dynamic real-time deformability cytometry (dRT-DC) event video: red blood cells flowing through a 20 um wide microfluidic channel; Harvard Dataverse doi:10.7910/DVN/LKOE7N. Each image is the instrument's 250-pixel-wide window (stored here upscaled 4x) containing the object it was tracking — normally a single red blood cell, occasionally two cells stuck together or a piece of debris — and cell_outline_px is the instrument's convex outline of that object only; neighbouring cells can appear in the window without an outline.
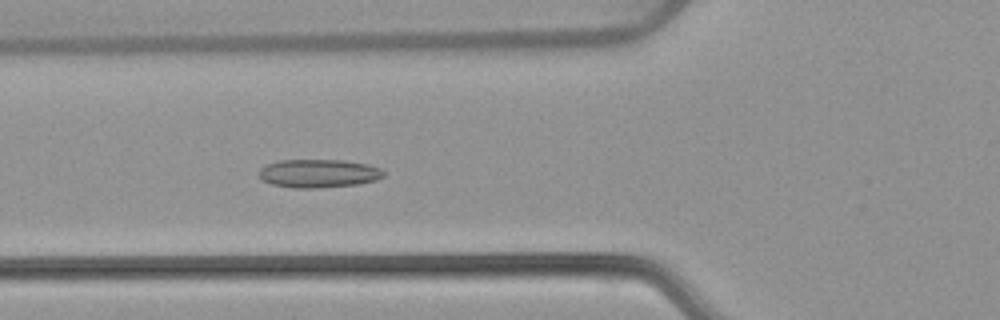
{"species": "common noctule bat (a hibernating species)", "species_latin": "Nyctalus noctula", "temperature_condition": "warm", "stored_images_in_passage": 52, "camera_frame_rate_fps": 3000, "um_per_image_px": 0.085, "animal": {"sex": "female", "body_mass_g": 22.7, "forearm_length_mm": 54.2}, "frame": {"image": 1, "passage_image": 19, "time_ms": 6.0, "image_size_px": [1000, 320], "cell_outline_px": [[384, 176], [376, 180], [356, 184], [316, 188], [292, 188], [272, 184], [264, 180], [260, 176], [260, 168], [264, 164], [280, 160], [344, 160], [368, 164], [380, 168], [384, 172]], "centroid_in_image_um": [27.08, 14.73], "position_along_channel_um": 98.7, "area_um2": 20.58}}
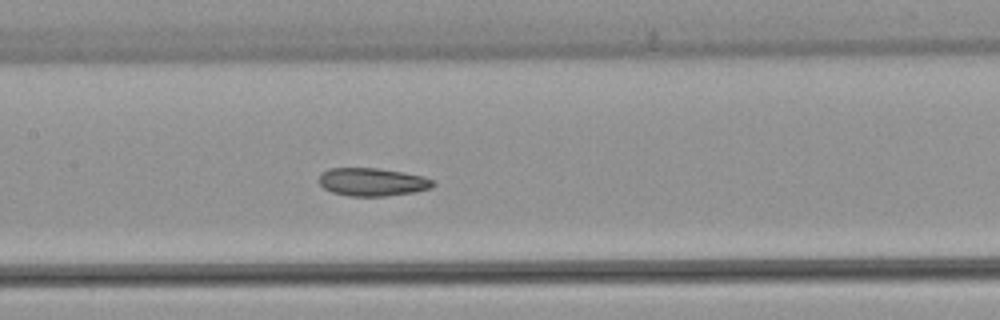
{"frame": {"image": 2, "passage_image": 25, "time_ms": 8.0, "image_size_px": [1000, 320], "cell_outline_px": [[436, 184], [432, 188], [416, 192], [384, 196], [348, 196], [332, 192], [324, 188], [320, 184], [320, 176], [328, 168], [380, 168], [404, 172], [424, 176], [432, 180]], "centroid_in_image_um": [31.7, 15.47], "position_along_channel_um": 175.7, "area_um2": 18.73}}
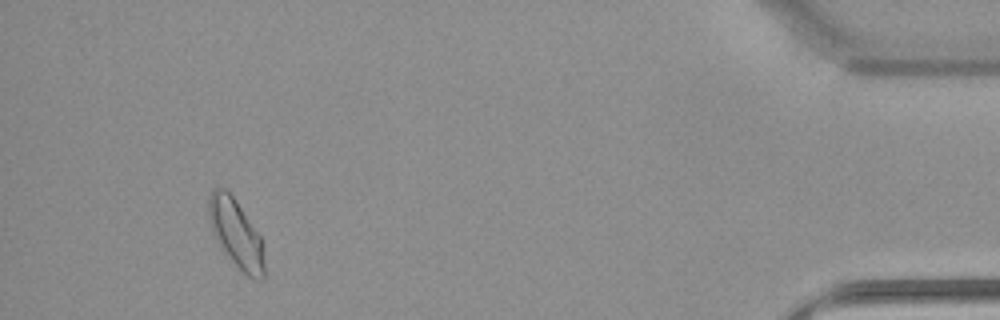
{"frame": {"image": 3, "passage_image": 49, "time_ms": 16.0, "image_size_px": [1000, 320], "cell_outline_px": [[264, 276], [260, 280], [252, 280], [220, 248], [212, 232], [208, 216], [208, 196], [212, 188], [224, 188], [232, 196], [260, 236], [264, 264]], "centroid_in_image_um": [20.02, 19.84], "position_along_channel_um": 415.2, "area_um2": 21.73}, "authors_computed_cell_mechanics": {"area_um2": 20.1144, "velocity_mm_per_s": 3.847, "shape_relaxation_time_tau1_ms": null, "shape_relaxation_time_tau2_ms": 3.0661, "deformation_change_tau1": null, "deformation_change_tau2": 0.0768}}